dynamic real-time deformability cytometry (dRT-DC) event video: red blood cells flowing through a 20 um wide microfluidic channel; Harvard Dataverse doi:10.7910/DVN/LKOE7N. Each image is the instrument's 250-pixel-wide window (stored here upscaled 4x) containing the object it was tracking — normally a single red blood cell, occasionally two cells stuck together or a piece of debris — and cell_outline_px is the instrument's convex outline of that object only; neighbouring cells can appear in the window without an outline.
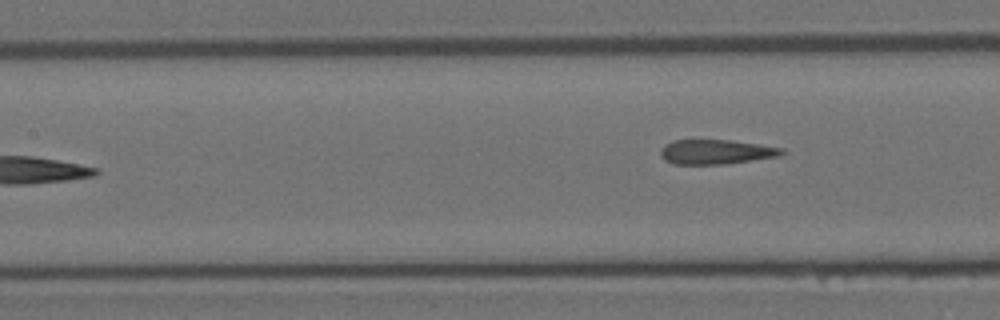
{"species": "Egyptian fruit bat (a non-hibernating species)", "species_latin": "Rousettus aegyptiacus", "temperature_condition": "room temperature", "stored_images_in_passage": 8, "camera_frame_rate_fps": 3000, "um_per_image_px": 0.085, "animal": {"sex": "female"}, "frame": {"image": 1, "passage_image": 8, "time_ms": 8.333, "image_size_px": [1000, 320], "cell_outline_px": [[784, 152], [780, 156], [724, 164], [672, 164], [664, 160], [660, 156], [660, 148], [664, 144], [672, 140], [728, 140], [784, 148]], "centroid_in_image_um": [60.8, 12.91], "position_along_channel_um": 146.6, "area_um2": 17.4}}